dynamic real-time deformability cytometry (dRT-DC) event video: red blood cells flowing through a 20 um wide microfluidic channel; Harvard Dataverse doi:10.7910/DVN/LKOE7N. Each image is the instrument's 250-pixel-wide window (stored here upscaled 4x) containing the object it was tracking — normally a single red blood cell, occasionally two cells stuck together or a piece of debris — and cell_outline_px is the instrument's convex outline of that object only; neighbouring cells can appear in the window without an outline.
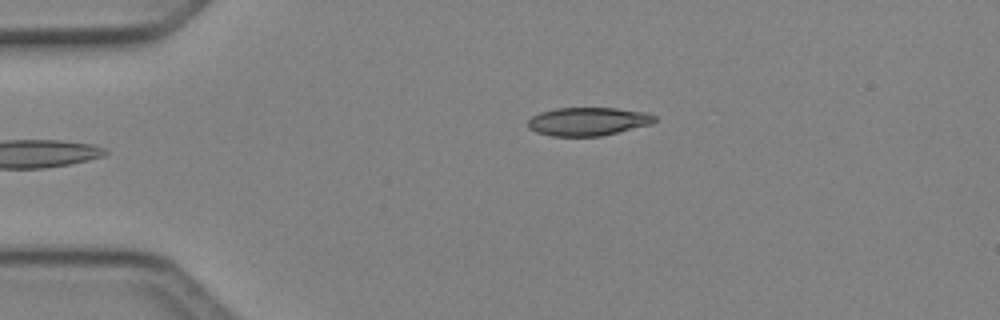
{"species": "Egyptian fruit bat (a non-hibernating species)", "species_latin": "Rousettus aegyptiacus", "temperature_condition": "cold", "stored_images_in_passage": 3, "camera_frame_rate_fps": 3000, "um_per_image_px": 0.085, "animal": {"sex": "female"}, "frame": {"image": 1, "passage_image": 3, "time_ms": 0.667, "image_size_px": [1000, 320], "cell_outline_px": [[656, 120], [652, 124], [600, 136], [552, 136], [536, 132], [528, 128], [528, 120], [532, 116], [540, 112], [556, 108], [616, 108], [644, 112], [656, 116]], "centroid_in_image_um": [49.96, 10.32], "position_along_channel_um": 35.0, "area_um2": 20.87}}